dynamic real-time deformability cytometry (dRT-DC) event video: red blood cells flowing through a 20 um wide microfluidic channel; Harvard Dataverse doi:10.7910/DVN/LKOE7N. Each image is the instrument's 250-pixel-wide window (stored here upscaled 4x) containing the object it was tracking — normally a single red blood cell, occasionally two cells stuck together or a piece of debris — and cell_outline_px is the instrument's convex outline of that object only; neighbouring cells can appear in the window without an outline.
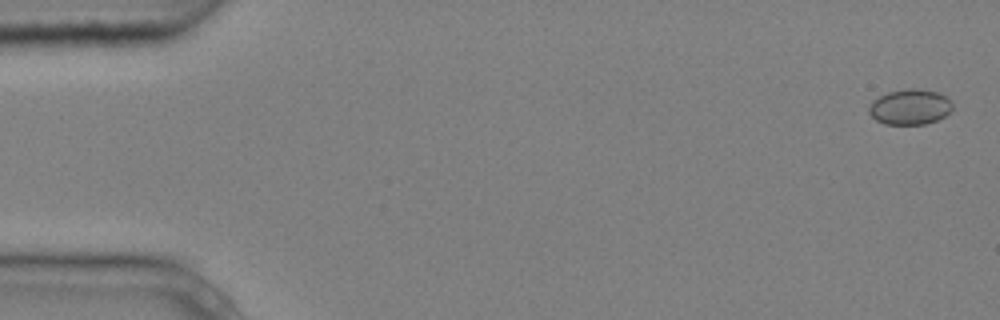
{"species": "common noctule bat (a hibernating species)", "species_latin": "Nyctalus noctula", "temperature_condition": "cold", "stored_images_in_passage": 4, "camera_frame_rate_fps": 3000, "um_per_image_px": 0.085, "animal": {"sex": "male", "body_mass_g": 20.4}, "frame": {"image": 1, "passage_image": 1, "time_ms": 0.0, "image_size_px": [1000, 320], "cell_outline_px": [[952, 108], [944, 116], [936, 120], [924, 124], [884, 124], [876, 120], [868, 112], [868, 108], [872, 100], [888, 92], [908, 88], [916, 88], [936, 92], [952, 100]], "centroid_in_image_um": [77.32, 9.08], "position_along_channel_um": 7.7, "area_um2": 17.17}}
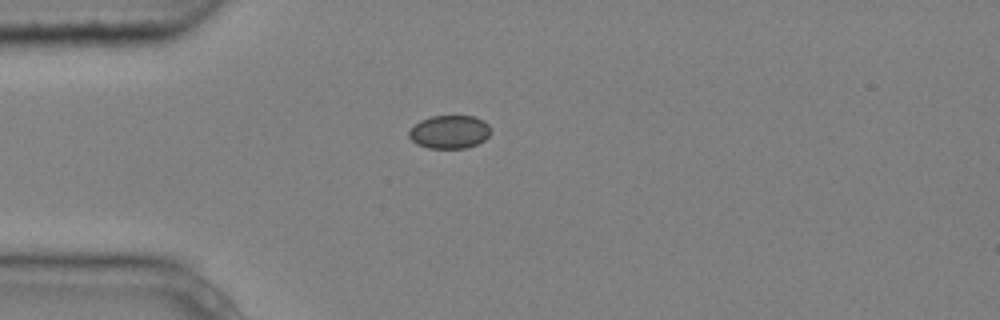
{"frame": {"image": 2, "passage_image": 4, "time_ms": 1.0, "image_size_px": [1000, 320], "cell_outline_px": [[492, 132], [484, 140], [476, 144], [464, 148], [428, 148], [416, 144], [408, 136], [408, 132], [420, 120], [432, 116], [476, 116], [484, 120], [488, 124]], "centroid_in_image_um": [38.22, 11.2], "position_along_channel_um": 46.8, "area_um2": 15.9}}